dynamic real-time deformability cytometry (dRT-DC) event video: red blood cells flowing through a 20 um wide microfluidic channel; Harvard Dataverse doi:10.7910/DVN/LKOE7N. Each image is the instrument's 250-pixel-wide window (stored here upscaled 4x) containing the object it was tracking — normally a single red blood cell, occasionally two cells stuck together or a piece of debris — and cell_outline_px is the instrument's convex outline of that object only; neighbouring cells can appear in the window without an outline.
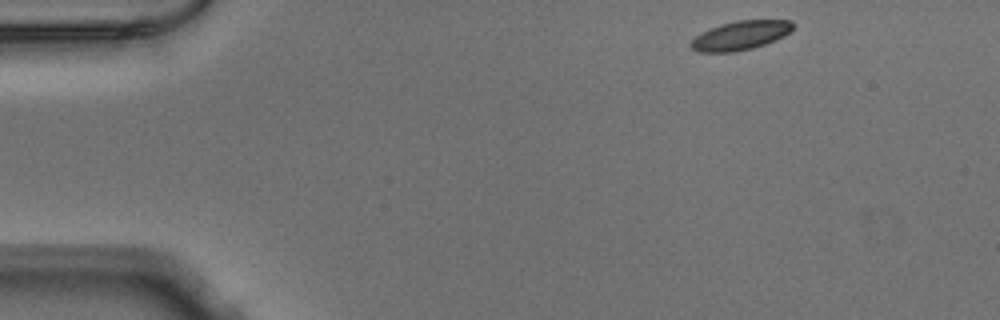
{"species": "Egyptian fruit bat (a non-hibernating species)", "species_latin": "Rousettus aegyptiacus", "temperature_condition": "warm", "stored_images_in_passage": 45, "segment_of_instrument_passage": [1, 2], "camera_frame_rate_fps": 3000, "um_per_image_px": 0.085, "animal": {"sex": "male"}, "frame": {"image": 1, "passage_image": 1, "time_ms": 0.0, "image_size_px": [1000, 320], "cell_outline_px": [[792, 28], [784, 36], [776, 40], [752, 48], [732, 52], [700, 52], [692, 48], [688, 44], [696, 36], [708, 28], [720, 24], [736, 20], [792, 20]], "centroid_in_image_um": [62.91, 3.0], "position_along_channel_um": 22.1, "area_um2": 17.17}}
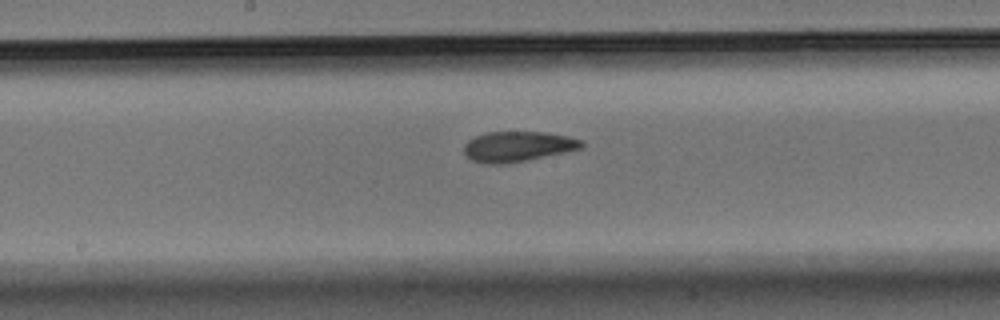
{"frame": {"image": 2, "passage_image": 19, "time_ms": 6.0, "image_size_px": [1000, 320], "cell_outline_px": [[584, 144], [580, 148], [564, 152], [504, 164], [484, 164], [472, 160], [464, 152], [464, 144], [468, 140], [476, 136], [488, 132], [544, 132], [568, 136], [584, 140]], "centroid_in_image_um": [43.99, 12.44], "position_along_channel_um": 204.2, "area_um2": 20.52}}
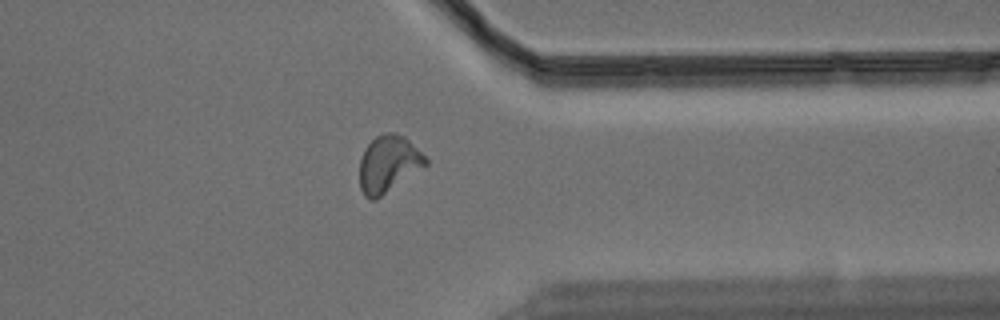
{"frame": {"image": 3, "passage_image": 33, "time_ms": 10.667, "image_size_px": [1000, 320], "cell_outline_px": [[428, 164], [376, 200], [368, 200], [364, 196], [360, 188], [360, 160], [364, 148], [376, 136], [384, 132], [392, 132], [404, 136], [428, 160]], "centroid_in_image_um": [32.98, 13.95], "position_along_channel_um": 378.4, "area_um2": 21.79}}